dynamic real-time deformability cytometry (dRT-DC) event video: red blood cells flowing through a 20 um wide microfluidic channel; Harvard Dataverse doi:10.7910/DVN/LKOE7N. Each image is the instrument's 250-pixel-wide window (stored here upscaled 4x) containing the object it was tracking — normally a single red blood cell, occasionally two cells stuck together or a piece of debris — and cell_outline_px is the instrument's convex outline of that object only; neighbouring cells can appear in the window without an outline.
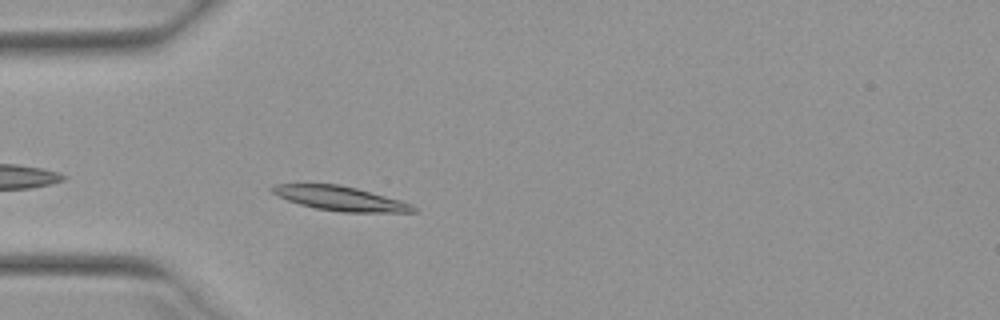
{"species": "Egyptian fruit bat (a non-hibernating species)", "species_latin": "Rousettus aegyptiacus", "temperature_condition": "warm", "stored_images_in_passage": 39, "camera_frame_rate_fps": 3000, "um_per_image_px": 0.085, "animal": {"sex": "female"}, "frame": {"image": 1, "passage_image": 3, "time_ms": 0.667, "image_size_px": [1000, 320], "cell_outline_px": [[420, 212], [340, 212], [316, 208], [300, 204], [288, 200], [272, 192], [268, 188], [272, 184], [340, 184], [356, 188], [400, 200], [412, 204], [420, 208]], "centroid_in_image_um": [28.96, 16.87], "position_along_channel_um": 56.0, "area_um2": 20.06}}
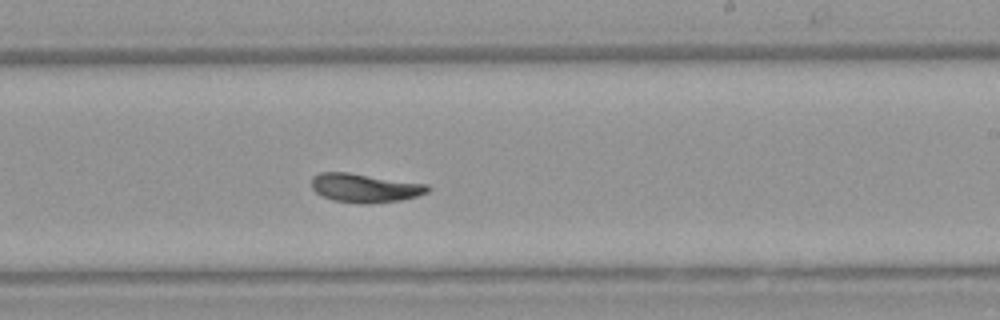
{"frame": {"image": 2, "passage_image": 19, "time_ms": 6.0, "image_size_px": [1000, 320], "cell_outline_px": [[432, 188], [428, 192], [416, 196], [400, 200], [368, 204], [364, 204], [336, 200], [324, 196], [316, 192], [312, 188], [312, 176], [320, 172], [348, 172], [428, 184]], "centroid_in_image_um": [31.04, 15.96], "position_along_channel_um": 258.0, "area_um2": 19.42}}
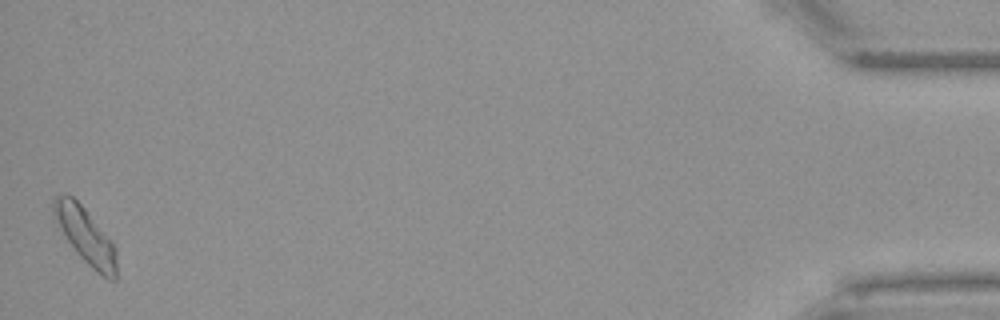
{"frame": {"image": 3, "passage_image": 39, "time_ms": 12.667, "image_size_px": [1000, 320], "cell_outline_px": [[116, 280], [108, 280], [96, 272], [76, 252], [52, 216], [52, 200], [56, 196], [64, 192], [72, 196], [84, 208], [116, 248]], "centroid_in_image_um": [7.23, 20.02], "position_along_channel_um": 428.0, "area_um2": 20.17}, "authors_computed_cell_mechanics": {"area_um2": 19.1318, "velocity_mm_per_s": 3.9249, "shape_relaxation_time_tau1_ms": 3.3589, "shape_relaxation_time_tau2_ms": 3.0934, "deformation_change_tau1": 0.132, "deformation_change_tau2": 0.0532}}